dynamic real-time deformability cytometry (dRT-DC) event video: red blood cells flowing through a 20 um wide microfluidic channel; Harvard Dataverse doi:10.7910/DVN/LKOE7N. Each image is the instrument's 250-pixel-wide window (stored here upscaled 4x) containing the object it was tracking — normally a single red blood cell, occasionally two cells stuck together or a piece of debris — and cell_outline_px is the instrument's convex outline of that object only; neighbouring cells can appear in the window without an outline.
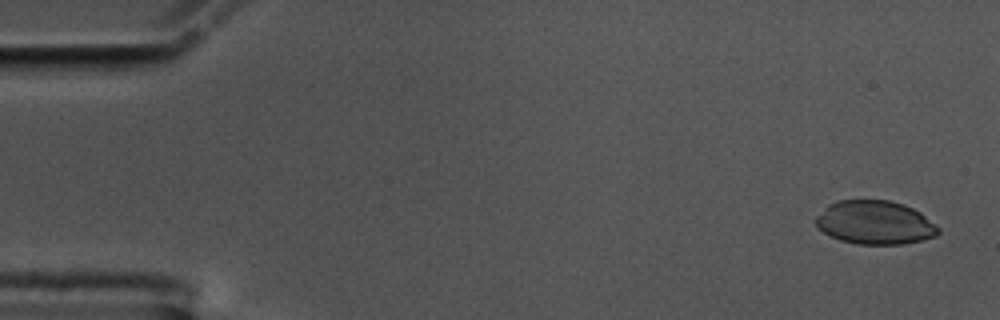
{"species": "common noctule bat (a hibernating species)", "species_latin": "Nyctalus noctula", "temperature_condition": "cold", "stored_images_in_passage": 57, "camera_frame_rate_fps": 3000, "um_per_image_px": 0.085, "animal": {"sex": "male", "body_mass_g": 17.5, "forearm_length_mm": 52.3}, "frame": {"image": 1, "passage_image": 3, "time_ms": 0.667, "image_size_px": [1000, 320], "cell_outline_px": [[940, 232], [936, 236], [920, 240], [900, 244], [856, 244], [840, 240], [824, 232], [816, 224], [816, 216], [828, 204], [836, 200], [888, 200], [904, 204], [920, 212], [936, 224], [940, 228]], "centroid_in_image_um": [74.38, 18.91], "position_along_channel_um": 10.6, "area_um2": 31.1}}
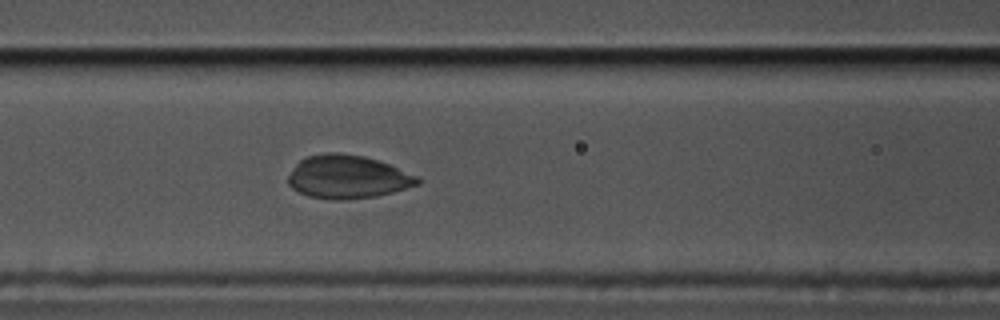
{"frame": {"image": 2, "passage_image": 24, "time_ms": 7.667, "image_size_px": [1000, 320], "cell_outline_px": [[420, 184], [392, 192], [376, 196], [344, 200], [332, 200], [308, 196], [292, 188], [288, 184], [288, 176], [296, 164], [300, 160], [308, 156], [324, 152], [340, 152], [364, 156], [388, 164], [420, 176]], "centroid_in_image_um": [29.55, 15.03], "position_along_channel_um": 137.0, "area_um2": 32.71}}
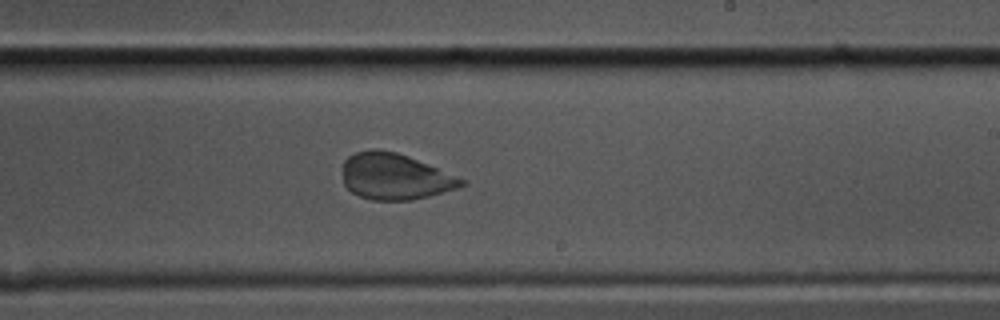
{"frame": {"image": 3, "passage_image": 34, "time_ms": 11.0, "image_size_px": [1000, 320], "cell_outline_px": [[468, 180], [464, 184], [456, 188], [428, 196], [412, 200], [372, 200], [360, 196], [352, 192], [344, 184], [344, 160], [348, 156], [356, 152], [372, 148], [376, 148], [396, 152], [408, 156]], "centroid_in_image_um": [33.57, 14.99], "position_along_channel_um": 255.4, "area_um2": 31.85}}